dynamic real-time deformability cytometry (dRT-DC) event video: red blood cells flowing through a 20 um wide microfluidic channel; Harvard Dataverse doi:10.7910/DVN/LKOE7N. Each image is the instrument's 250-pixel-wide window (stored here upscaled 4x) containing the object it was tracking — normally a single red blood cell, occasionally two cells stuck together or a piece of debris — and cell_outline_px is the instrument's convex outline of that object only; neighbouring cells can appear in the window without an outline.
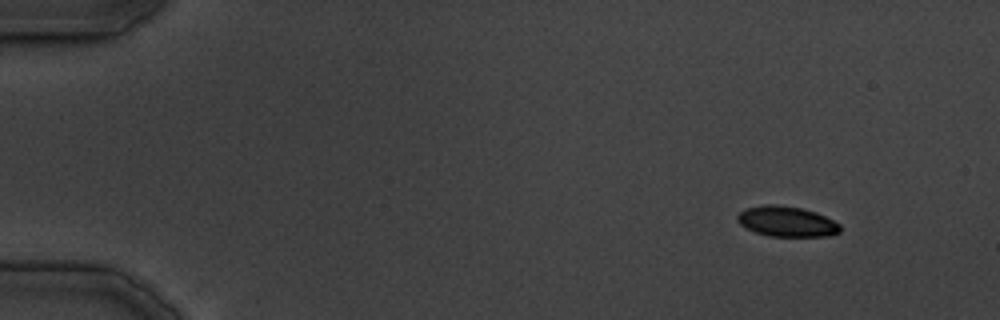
{"species": "common noctule bat (a hibernating species)", "species_latin": "Nyctalus noctula", "temperature_condition": "cold", "stored_images_in_passage": 12, "camera_frame_rate_fps": 3000, "um_per_image_px": 0.085, "animal": {"sex": "male", "body_mass_g": 19.5, "forearm_length_mm": 54.6}, "frame": {"image": 1, "passage_image": 4, "time_ms": 3.667, "image_size_px": [1000, 320], "cell_outline_px": [[840, 232], [828, 236], [768, 236], [744, 228], [736, 220], [736, 216], [744, 208], [764, 204], [776, 204], [800, 208], [816, 212], [840, 224]], "centroid_in_image_um": [66.82, 18.82], "position_along_channel_um": 18.2, "area_um2": 18.26}}
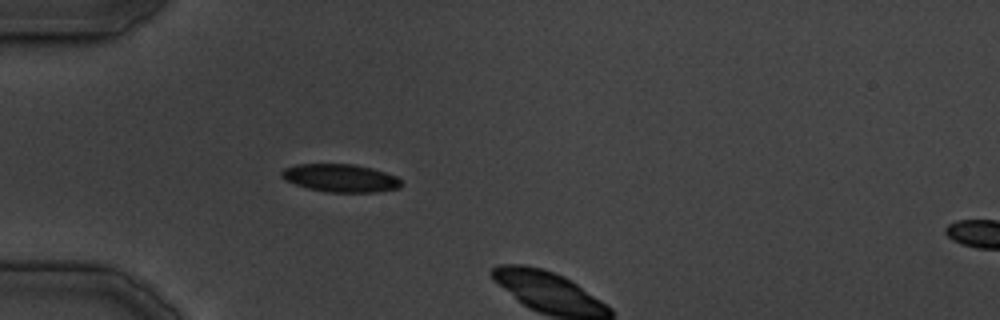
{"frame": {"image": 2, "passage_image": 11, "time_ms": 13.333, "image_size_px": [1000, 320], "cell_outline_px": [[400, 188], [376, 192], [324, 192], [308, 188], [284, 180], [280, 176], [280, 172], [284, 168], [296, 164], [352, 164], [372, 168], [396, 176], [400, 180]], "centroid_in_image_um": [28.9, 15.13], "position_along_channel_um": 56.1, "area_um2": 19.48}}